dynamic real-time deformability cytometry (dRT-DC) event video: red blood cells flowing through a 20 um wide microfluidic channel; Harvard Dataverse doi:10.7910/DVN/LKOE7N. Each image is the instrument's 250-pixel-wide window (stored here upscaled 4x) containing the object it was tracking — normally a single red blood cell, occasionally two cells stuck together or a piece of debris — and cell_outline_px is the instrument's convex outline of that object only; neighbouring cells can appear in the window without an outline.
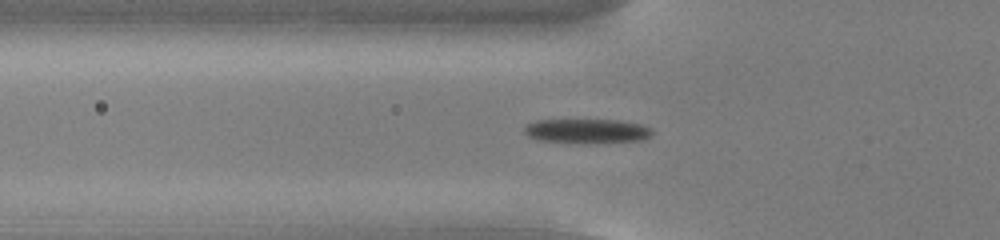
{"species": "common noctule bat (a hibernating species)", "species_latin": "Nyctalus noctula", "temperature_condition": "cold", "stored_images_in_passage": 46, "camera_frame_rate_fps": 3000, "um_per_image_px": 0.085, "animal": {"sex": "male", "body_mass_g": 13.0, "forearm_length_mm": 53.1}, "frame": {"image": 1, "passage_image": 11, "time_ms": 3.333, "image_size_px": [1000, 240], "cell_outline_px": [[652, 136], [644, 140], [596, 144], [584, 144], [536, 140], [528, 136], [524, 132], [524, 124], [536, 120], [620, 120], [640, 124], [652, 128]], "centroid_in_image_um": [49.89, 11.16], "position_along_channel_um": 75.9, "area_um2": 18.84}}
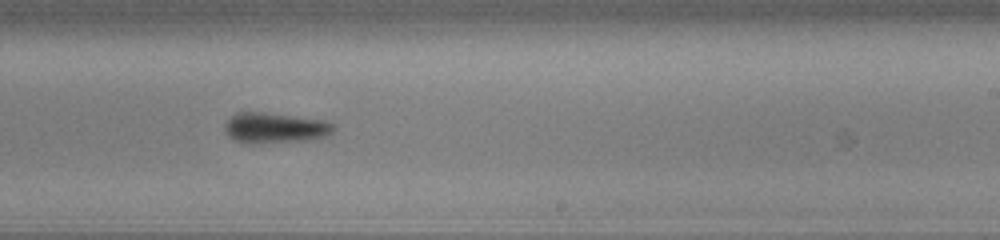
{"frame": {"image": 2, "passage_image": 26, "time_ms": 8.333, "image_size_px": [1000, 240], "cell_outline_px": [[336, 128], [332, 132], [324, 136], [308, 140], [252, 144], [248, 144], [232, 140], [224, 132], [224, 124], [236, 112], [260, 112], [328, 120], [336, 124]], "centroid_in_image_um": [23.36, 10.88], "position_along_channel_um": 265.6, "area_um2": 19.65}}
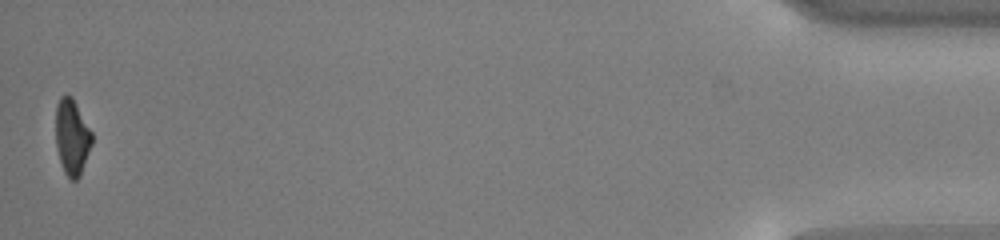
{"frame": {"image": 3, "passage_image": 46, "time_ms": 15.0, "image_size_px": [1000, 240], "cell_outline_px": [[92, 144], [80, 176], [76, 180], [72, 180], [64, 172], [56, 148], [56, 104], [60, 96], [72, 96], [92, 132]], "centroid_in_image_um": [6.12, 11.64], "position_along_channel_um": 429.1, "area_um2": 15.95}, "authors_computed_cell_mechanics": {"area_um2": 18.3804, "velocity_mm_per_s": 3.7976, "shape_relaxation_time_tau1_ms": 2.8135, "shape_relaxation_time_tau2_ms": null, "deformation_change_tau1": 0.1338, "deformation_change_tau2": null}}